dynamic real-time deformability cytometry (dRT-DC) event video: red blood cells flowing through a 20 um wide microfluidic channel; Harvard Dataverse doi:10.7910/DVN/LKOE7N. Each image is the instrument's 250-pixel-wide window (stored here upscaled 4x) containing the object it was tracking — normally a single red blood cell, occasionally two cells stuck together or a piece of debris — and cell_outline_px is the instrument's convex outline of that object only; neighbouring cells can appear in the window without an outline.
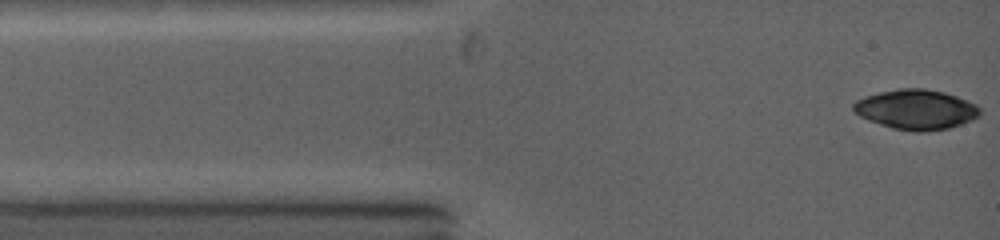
{"species": "common noctule bat (a hibernating species)", "species_latin": "Nyctalus noctula", "temperature_condition": "warm", "stored_images_in_passage": 6, "camera_frame_rate_fps": 5000, "um_per_image_px": 0.085, "animal": {"sex": "female", "body_mass_g": 19.0, "forearm_length_mm": 53.3}, "frame": {"image": 1, "passage_image": 1, "time_ms": 0.0, "image_size_px": [1000, 240], "cell_outline_px": [[980, 116], [972, 120], [948, 128], [924, 132], [916, 132], [892, 128], [868, 120], [852, 112], [852, 104], [856, 100], [880, 92], [904, 88], [924, 88], [944, 92], [956, 96], [976, 104], [980, 108]], "centroid_in_image_um": [77.86, 9.31], "position_along_channel_um": 7.1, "area_um2": 29.36}}